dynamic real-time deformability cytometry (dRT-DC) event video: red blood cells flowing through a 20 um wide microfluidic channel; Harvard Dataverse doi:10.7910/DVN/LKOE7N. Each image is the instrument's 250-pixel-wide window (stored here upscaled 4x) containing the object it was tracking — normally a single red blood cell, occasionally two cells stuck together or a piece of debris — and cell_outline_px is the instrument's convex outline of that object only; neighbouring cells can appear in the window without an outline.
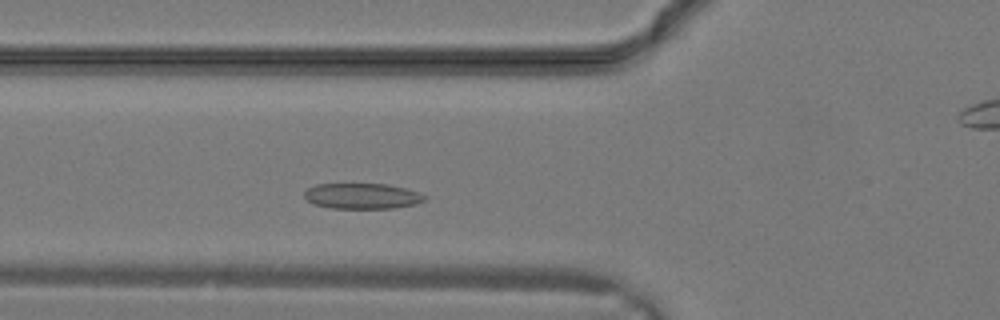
{"species": "common noctule bat (a hibernating species)", "species_latin": "Nyctalus noctula", "temperature_condition": "warm", "stored_images_in_passage": 28, "camera_frame_rate_fps": 3000, "um_per_image_px": 0.085, "animal": {"sex": "male", "body_mass_g": 19.2, "forearm_length_mm": 51.8}, "frame": {"image": 1, "passage_image": 8, "time_ms": 2.333, "image_size_px": [1000, 320], "cell_outline_px": [[428, 196], [424, 200], [416, 204], [392, 208], [332, 208], [312, 204], [304, 196], [304, 192], [308, 188], [316, 184], [384, 184], [404, 188]], "centroid_in_image_um": [30.75, 16.67], "position_along_channel_um": 95.0, "area_um2": 17.8}}
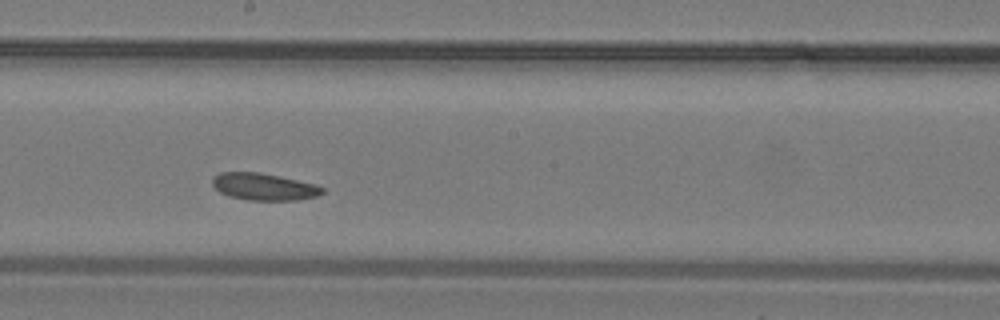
{"frame": {"image": 2, "passage_image": 14, "time_ms": 4.333, "image_size_px": [1000, 320], "cell_outline_px": [[324, 192], [316, 196], [296, 200], [248, 200], [228, 196], [220, 192], [212, 184], [212, 176], [220, 172], [260, 172], [280, 176], [312, 184], [324, 188]], "centroid_in_image_um": [22.38, 15.87], "position_along_channel_um": 225.8, "area_um2": 17.22}}
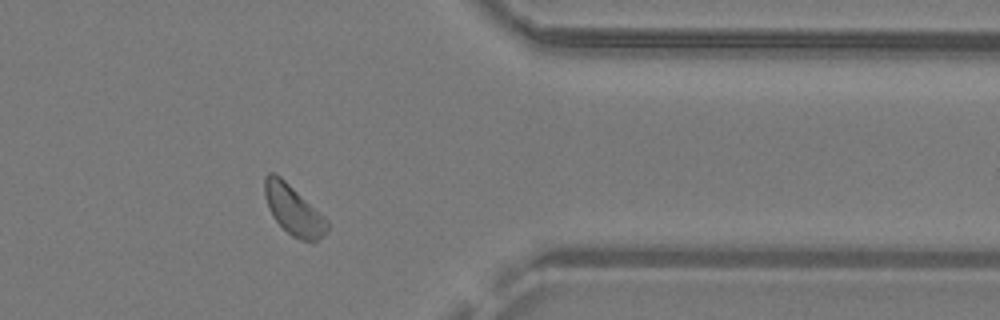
{"frame": {"image": 3, "passage_image": 22, "time_ms": 7.0, "image_size_px": [1000, 320], "cell_outline_px": [[328, 232], [312, 244], [300, 240], [292, 236], [272, 216], [268, 208], [264, 196], [264, 176], [268, 172], [272, 172], [280, 176], [324, 216], [328, 220]], "centroid_in_image_um": [24.94, 17.87], "position_along_channel_um": 386.5, "area_um2": 18.21}}